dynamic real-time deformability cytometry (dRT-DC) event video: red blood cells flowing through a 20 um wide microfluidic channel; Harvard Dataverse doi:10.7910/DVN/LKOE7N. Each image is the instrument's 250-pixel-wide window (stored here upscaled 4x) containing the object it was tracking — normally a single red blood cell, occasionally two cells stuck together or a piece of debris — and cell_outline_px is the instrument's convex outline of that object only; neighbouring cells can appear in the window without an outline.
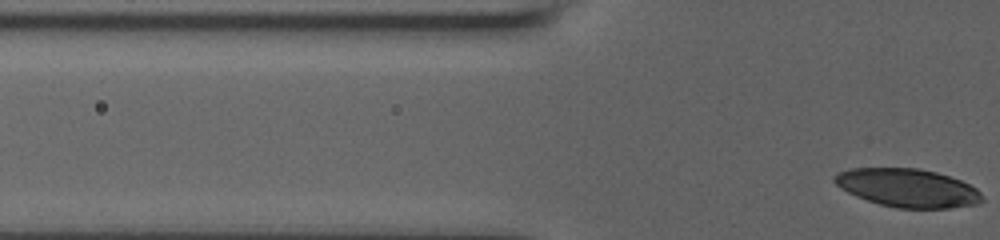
{"species": "human", "species_latin": "Homo sapiens", "temperature_condition": "room temperature", "stored_images_in_passage": 6, "segment_of_instrument_passage": [2, 2], "camera_frame_rate_fps": 3000, "um_per_image_px": 0.085, "donor": {"sex": "male"}, "frame": {"image": 1, "passage_image": 6, "time_ms": 4.667, "image_size_px": [1000, 240], "cell_outline_px": [[984, 200], [980, 204], [948, 208], [896, 208], [880, 204], [856, 196], [840, 188], [832, 180], [832, 176], [840, 172], [852, 168], [916, 168], [936, 172], [960, 180], [976, 188], [980, 192]], "centroid_in_image_um": [77.15, 15.98], "position_along_channel_um": 48.6, "area_um2": 32.95}}